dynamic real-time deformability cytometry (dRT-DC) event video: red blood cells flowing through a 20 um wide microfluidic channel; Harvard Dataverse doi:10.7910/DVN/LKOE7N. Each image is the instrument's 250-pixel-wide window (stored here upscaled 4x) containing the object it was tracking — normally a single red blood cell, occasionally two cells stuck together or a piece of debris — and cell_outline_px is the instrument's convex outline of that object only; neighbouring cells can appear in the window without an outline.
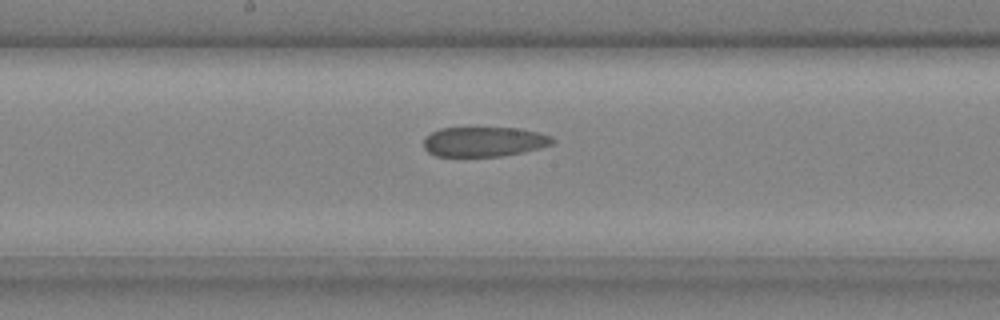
{"species": "common noctule bat (a hibernating species)", "species_latin": "Nyctalus noctula", "temperature_condition": "cold", "stored_images_in_passage": 30, "camera_frame_rate_fps": 3000, "um_per_image_px": 0.085, "animal": {"sex": "male", "body_mass_g": 20.4}, "frame": {"image": 1, "passage_image": 13, "time_ms": 4.0, "image_size_px": [1000, 320], "cell_outline_px": [[556, 140], [552, 144], [540, 148], [524, 152], [500, 156], [436, 156], [428, 152], [424, 148], [424, 136], [440, 128], [520, 128], [540, 132], [552, 136]], "centroid_in_image_um": [41.17, 12.04], "position_along_channel_um": 207.0, "area_um2": 22.54}}